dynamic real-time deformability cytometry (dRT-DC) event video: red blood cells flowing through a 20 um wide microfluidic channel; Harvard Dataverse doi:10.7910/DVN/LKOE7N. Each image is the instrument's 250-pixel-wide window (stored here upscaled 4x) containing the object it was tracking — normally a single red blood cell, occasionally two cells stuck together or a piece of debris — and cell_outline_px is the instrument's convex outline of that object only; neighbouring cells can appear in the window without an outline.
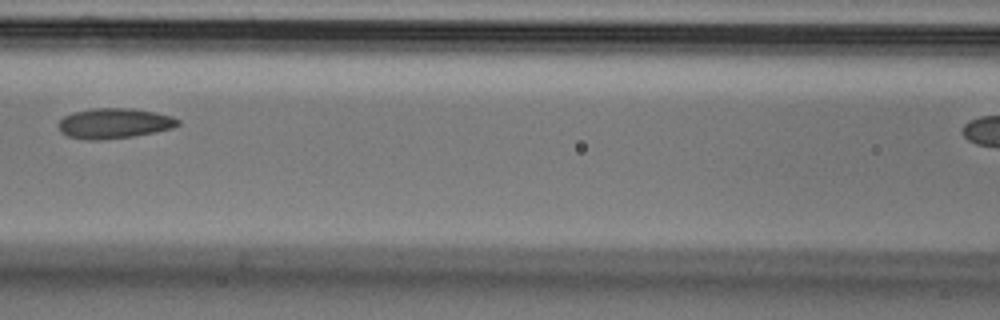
{"species": "Egyptian fruit bat (a non-hibernating species)", "species_latin": "Rousettus aegyptiacus", "temperature_condition": "cold", "stored_images_in_passage": 8, "segment_of_instrument_passage": [1, 2], "camera_frame_rate_fps": 3000, "um_per_image_px": 0.085, "animal": {"sex": "male"}, "frame": {"image": 1, "passage_image": 6, "time_ms": 1.667, "image_size_px": [1000, 320], "cell_outline_px": [[180, 124], [172, 128], [156, 132], [132, 136], [100, 140], [84, 140], [68, 136], [60, 132], [60, 120], [64, 116], [72, 112], [92, 108], [132, 108], [156, 112], [172, 116], [180, 120]], "centroid_in_image_um": [9.72, 10.48], "position_along_channel_um": 156.9, "area_um2": 21.15}}
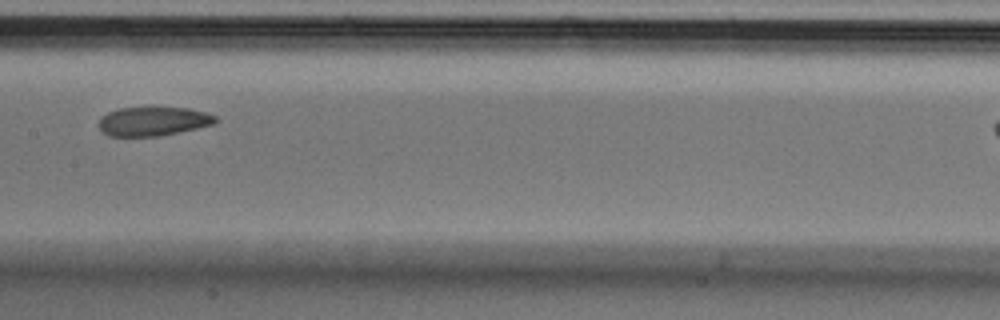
{"frame": {"image": 2, "passage_image": 7, "time_ms": 2.0, "image_size_px": [1000, 320], "cell_outline_px": [[216, 124], [160, 136], [108, 136], [100, 128], [100, 120], [108, 112], [120, 108], [188, 108], [204, 112], [216, 116]], "centroid_in_image_um": [13.05, 10.32], "position_along_channel_um": 194.3, "area_um2": 19.42}}